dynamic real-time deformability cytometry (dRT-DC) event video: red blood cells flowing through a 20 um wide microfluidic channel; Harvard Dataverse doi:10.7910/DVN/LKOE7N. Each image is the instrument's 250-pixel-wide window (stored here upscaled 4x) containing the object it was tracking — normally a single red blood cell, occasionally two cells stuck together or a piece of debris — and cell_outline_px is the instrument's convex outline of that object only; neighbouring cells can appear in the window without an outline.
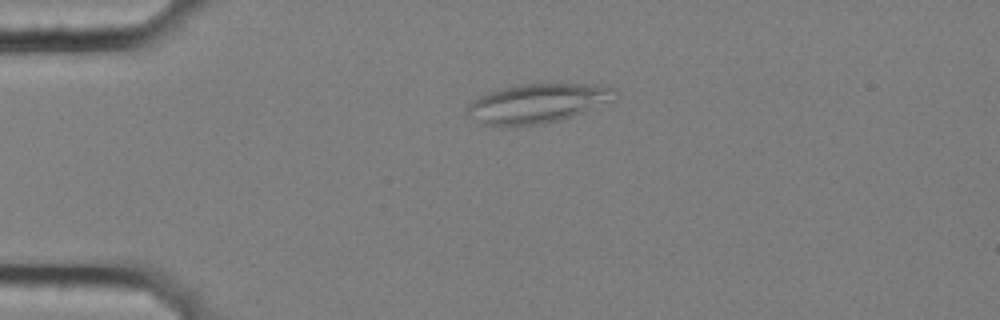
{"species": "common noctule bat (a hibernating species)", "species_latin": "Nyctalus noctula", "temperature_condition": "cold", "stored_images_in_passage": 47, "camera_frame_rate_fps": 3000, "um_per_image_px": 0.085, "animal": {"sex": "female", "body_mass_g": 25.1}, "frame": {"image": 1, "passage_image": 3, "time_ms": 0.667, "image_size_px": [1000, 320], "cell_outline_px": [[620, 92], [616, 100], [572, 116], [560, 120], [544, 124], [484, 124], [468, 116], [464, 112], [468, 104], [472, 100], [488, 92], [500, 88], [520, 84], [608, 84], [616, 88]], "centroid_in_image_um": [45.78, 8.74], "position_along_channel_um": 39.2, "area_um2": 33.99}}
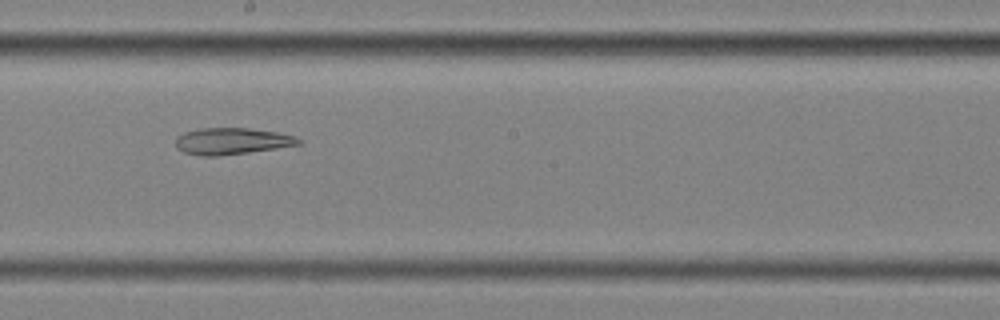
{"frame": {"image": 2, "passage_image": 22, "time_ms": 7.0, "image_size_px": [1000, 320], "cell_outline_px": [[304, 144], [248, 152], [216, 156], [200, 156], [184, 152], [176, 148], [176, 136], [184, 132], [200, 128], [248, 128], [276, 132], [296, 136], [304, 140]], "centroid_in_image_um": [19.73, 11.99], "position_along_channel_um": 228.5, "area_um2": 19.19}}
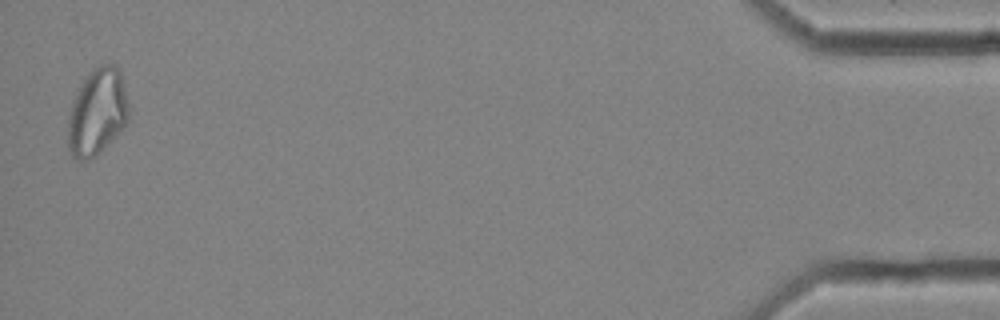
{"frame": {"image": 3, "passage_image": 46, "time_ms": 15.0, "image_size_px": [1000, 320], "cell_outline_px": [[128, 120], [96, 156], [88, 160], [76, 160], [72, 156], [68, 148], [68, 120], [72, 104], [84, 76], [88, 72], [100, 64], [116, 64], [120, 68], [128, 104]], "centroid_in_image_um": [8.25, 9.49], "position_along_channel_um": 426.9, "area_um2": 30.52}, "authors_computed_cell_mechanics": {"area_um2": 24.565, "velocity_mm_per_s": 3.532, "shape_relaxation_time_tau1_ms": null, "shape_relaxation_time_tau2_ms": 5.3661, "deformation_change_tau1": null, "deformation_change_tau2": 0.1399}}